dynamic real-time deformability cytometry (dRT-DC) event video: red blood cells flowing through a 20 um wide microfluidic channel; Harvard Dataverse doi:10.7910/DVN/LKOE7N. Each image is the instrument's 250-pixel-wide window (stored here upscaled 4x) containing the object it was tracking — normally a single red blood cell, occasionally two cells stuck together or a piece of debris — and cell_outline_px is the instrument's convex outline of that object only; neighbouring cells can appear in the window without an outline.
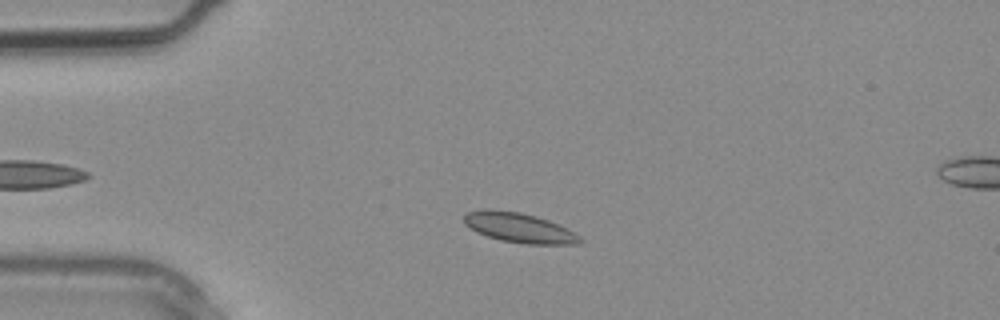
{"species": "common noctule bat (a hibernating species)", "species_latin": "Nyctalus noctula", "temperature_condition": "warm", "stored_images_in_passage": 3, "camera_frame_rate_fps": 3000, "um_per_image_px": 0.085, "animal": {"sex": "male", "body_mass_g": 20.4}, "frame": {"image": 1, "passage_image": 2, "time_ms": 0.333, "image_size_px": [1000, 320], "cell_outline_px": [[584, 240], [580, 244], [524, 244], [500, 240], [476, 232], [464, 224], [464, 216], [468, 212], [484, 208], [492, 208], [520, 212], [536, 216], [548, 220], [580, 236]], "centroid_in_image_um": [44.09, 19.35], "position_along_channel_um": 40.9, "area_um2": 20.17}}